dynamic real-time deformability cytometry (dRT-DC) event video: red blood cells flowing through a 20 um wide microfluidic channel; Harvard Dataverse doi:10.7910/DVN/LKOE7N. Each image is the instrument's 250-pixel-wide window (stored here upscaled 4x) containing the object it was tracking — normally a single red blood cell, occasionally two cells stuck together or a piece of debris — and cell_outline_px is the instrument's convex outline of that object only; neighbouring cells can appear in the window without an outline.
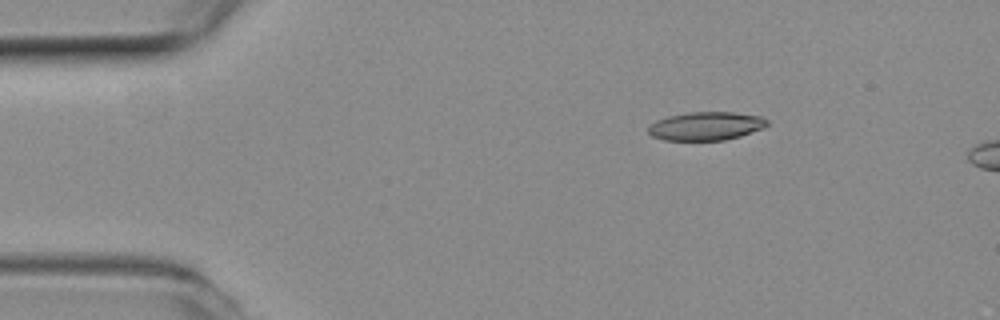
{"species": "common noctule bat (a hibernating species)", "species_latin": "Nyctalus noctula", "temperature_condition": "room temperature", "stored_images_in_passage": 44, "camera_frame_rate_fps": 3000, "um_per_image_px": 0.085, "animal": {"sex": "female", "body_mass_g": 19.3, "forearm_length_mm": 54.1}, "frame": {"image": 1, "passage_image": 1, "time_ms": 0.0, "image_size_px": [1000, 320], "cell_outline_px": [[768, 124], [764, 128], [740, 136], [724, 140], [664, 140], [652, 136], [648, 132], [648, 128], [656, 120], [668, 116], [688, 112], [732, 112], [764, 116], [768, 120]], "centroid_in_image_um": [60.04, 10.71], "position_along_channel_um": 25.0, "area_um2": 19.77}}
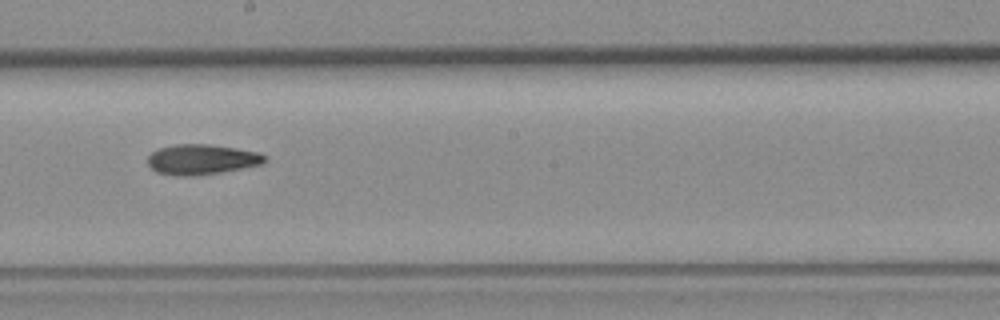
{"frame": {"image": 2, "passage_image": 22, "time_ms": 7.0, "image_size_px": [1000, 320], "cell_outline_px": [[268, 160], [264, 164], [220, 172], [192, 176], [180, 176], [156, 172], [148, 164], [148, 156], [152, 152], [160, 148], [176, 144], [208, 144], [236, 148], [260, 152]], "centroid_in_image_um": [17.17, 13.55], "position_along_channel_um": 231.0, "area_um2": 20.58}}
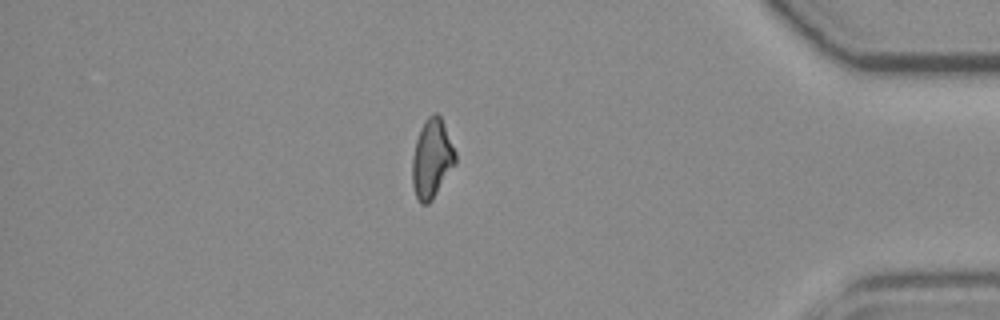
{"frame": {"image": 3, "passage_image": 38, "time_ms": 12.333, "image_size_px": [1000, 320], "cell_outline_px": [[456, 164], [432, 200], [428, 204], [420, 204], [416, 196], [412, 184], [412, 160], [416, 140], [420, 128], [424, 120], [432, 112], [436, 112], [440, 116], [456, 152]], "centroid_in_image_um": [36.71, 13.49], "position_along_channel_um": 398.5, "area_um2": 19.94}, "authors_computed_cell_mechanics": {"area_um2": 19.9988, "velocity_mm_per_s": 3.8893, "shape_relaxation_time_tau1_ms": null, "shape_relaxation_time_tau2_ms": 8.5129, "deformation_change_tau1": null, "deformation_change_tau2": 0.2073}}